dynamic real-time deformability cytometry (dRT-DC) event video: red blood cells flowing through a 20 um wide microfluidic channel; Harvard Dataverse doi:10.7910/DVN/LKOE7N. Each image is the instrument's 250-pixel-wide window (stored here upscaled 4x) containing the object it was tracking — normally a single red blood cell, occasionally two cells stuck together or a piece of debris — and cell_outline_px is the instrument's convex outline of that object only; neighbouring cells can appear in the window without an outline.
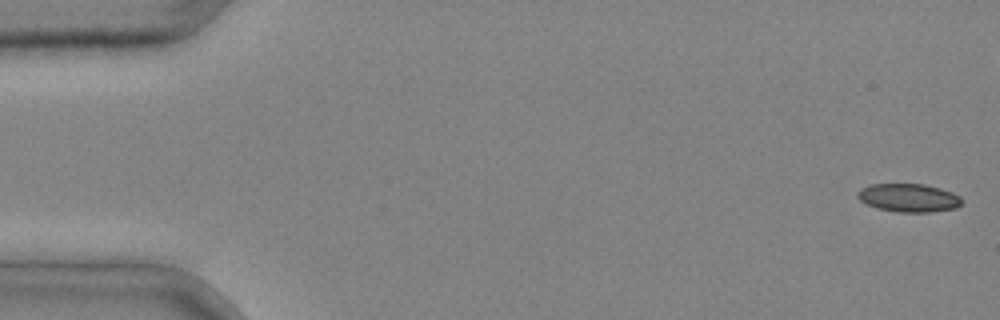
{"species": "common noctule bat (a hibernating species)", "species_latin": "Nyctalus noctula", "temperature_condition": "cold", "stored_images_in_passage": 7, "camera_frame_rate_fps": 3000, "um_per_image_px": 0.085, "animal": {"sex": "male", "body_mass_g": 20.4}, "frame": {"image": 1, "passage_image": 1, "time_ms": 0.0, "image_size_px": [1000, 320], "cell_outline_px": [[964, 204], [956, 208], [928, 212], [900, 212], [876, 208], [860, 200], [856, 196], [856, 192], [860, 188], [868, 184], [924, 184], [940, 188], [952, 192], [960, 196], [964, 200]], "centroid_in_image_um": [77.25, 16.8], "position_along_channel_um": 7.7, "area_um2": 17.4}}
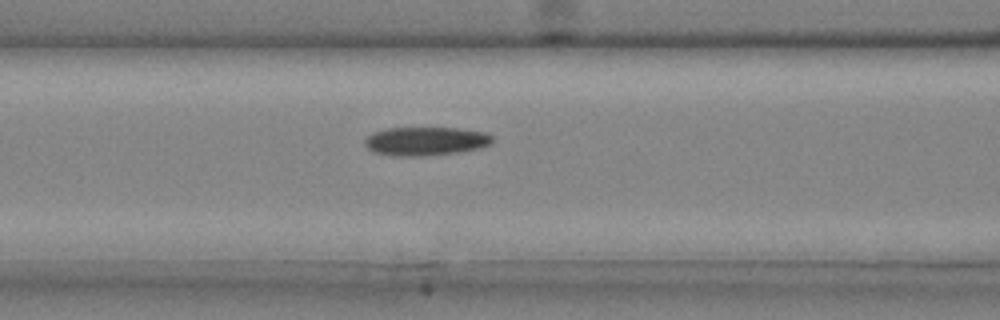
{"frame": {"image": 2, "passage_image": 6, "time_ms": 1.667, "image_size_px": [1000, 320], "cell_outline_px": [[492, 140], [488, 144], [480, 148], [460, 152], [424, 156], [396, 156], [376, 152], [368, 148], [364, 144], [364, 140], [372, 132], [388, 128], [456, 128], [484, 132], [492, 136]], "centroid_in_image_um": [36.16, 12.0], "position_along_channel_um": 130.4, "area_um2": 21.15}}